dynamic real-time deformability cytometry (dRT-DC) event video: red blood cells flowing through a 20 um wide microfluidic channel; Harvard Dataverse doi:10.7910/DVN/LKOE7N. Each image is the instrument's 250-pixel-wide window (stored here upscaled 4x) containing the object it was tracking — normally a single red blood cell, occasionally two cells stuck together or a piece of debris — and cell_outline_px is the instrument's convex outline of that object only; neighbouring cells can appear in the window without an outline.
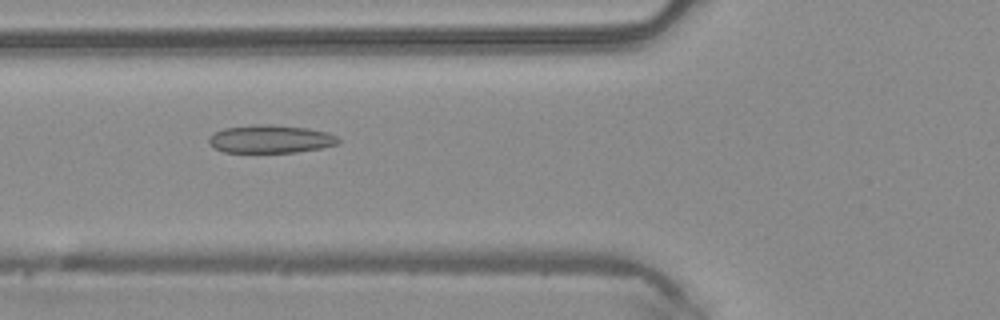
{"species": "common noctule bat (a hibernating species)", "species_latin": "Nyctalus noctula", "temperature_condition": "warm", "stored_images_in_passage": 36, "camera_frame_rate_fps": 3000, "um_per_image_px": 0.085, "animal": {"sex": "male", "body_mass_g": 20.4}, "frame": {"image": 1, "passage_image": 6, "time_ms": 1.667, "image_size_px": [1000, 320], "cell_outline_px": [[340, 144], [320, 148], [296, 152], [224, 152], [208, 144], [208, 136], [224, 128], [256, 124], [272, 124], [308, 128], [328, 132], [336, 136], [340, 140]], "centroid_in_image_um": [23.0, 11.81], "position_along_channel_um": 102.8, "area_um2": 21.27}}
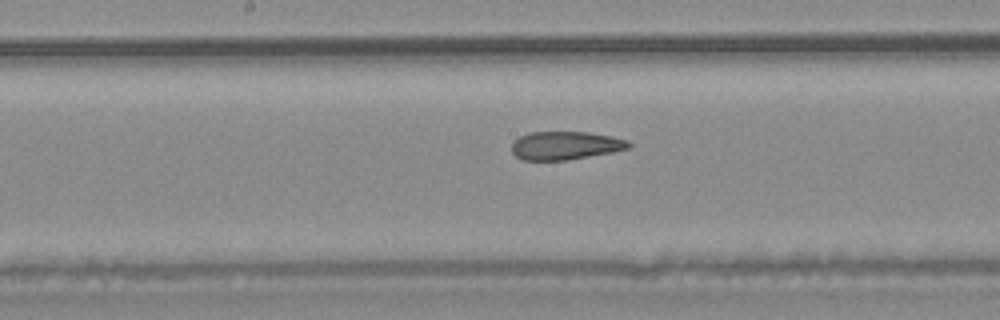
{"frame": {"image": 2, "passage_image": 13, "time_ms": 4.0, "image_size_px": [1000, 320], "cell_outline_px": [[632, 144], [628, 148], [612, 152], [568, 160], [524, 160], [516, 156], [512, 152], [512, 144], [520, 136], [528, 132], [588, 132], [612, 136], [628, 140]], "centroid_in_image_um": [48.07, 12.36], "position_along_channel_um": 200.1, "area_um2": 19.25}}
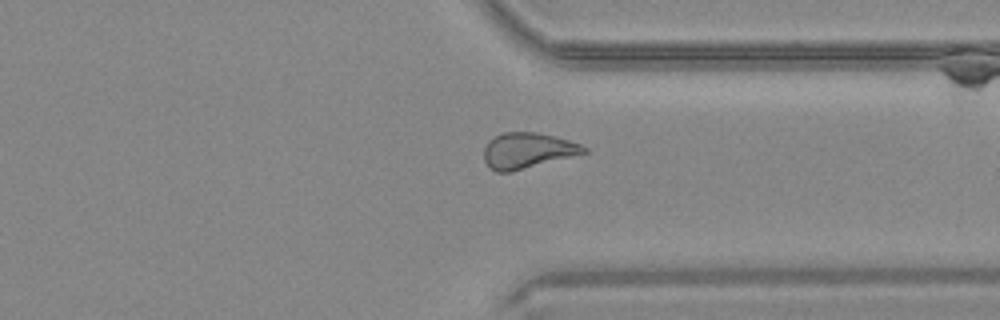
{"frame": {"image": 3, "passage_image": 25, "time_ms": 8.0, "image_size_px": [1000, 320], "cell_outline_px": [[588, 152], [512, 172], [496, 172], [484, 160], [484, 148], [488, 140], [504, 132], [536, 132], [568, 140], [580, 144], [588, 148]], "centroid_in_image_um": [44.83, 12.8], "position_along_channel_um": 366.6, "area_um2": 20.63}, "authors_computed_cell_mechanics": {"area_um2": 20.6924, "velocity_mm_per_s": 4.1689, "shape_relaxation_time_tau1_ms": null, "shape_relaxation_time_tau2_ms": 2.3017, "deformation_change_tau1": null, "deformation_change_tau2": 0.1018}}